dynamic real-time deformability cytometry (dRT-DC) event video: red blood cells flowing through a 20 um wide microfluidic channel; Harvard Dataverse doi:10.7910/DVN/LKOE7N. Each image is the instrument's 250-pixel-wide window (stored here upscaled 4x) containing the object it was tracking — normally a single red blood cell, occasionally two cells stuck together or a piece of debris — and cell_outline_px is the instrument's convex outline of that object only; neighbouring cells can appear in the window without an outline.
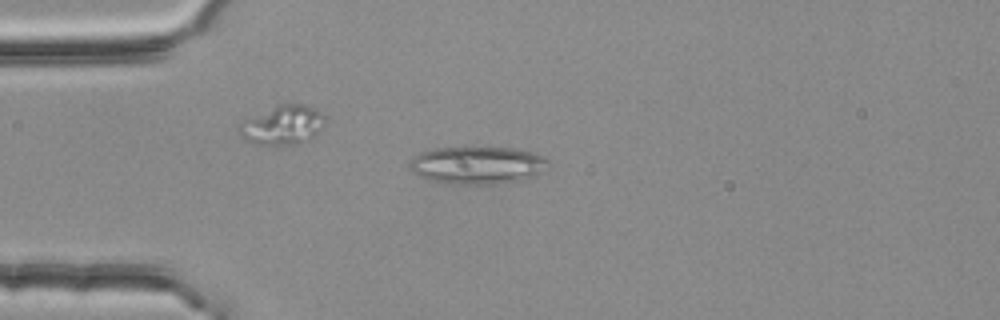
{"species": "common noctule bat (a hibernating species)", "species_latin": "Nyctalus noctula", "temperature_condition": "room temperature", "stored_images_in_passage": 2, "camera_frame_rate_fps": 3000, "um_per_image_px": 0.085, "animal": {"sex": "female", "body_mass_g": 25.1}, "frame": {"image": 1, "passage_image": 2, "time_ms": 0.333, "image_size_px": [1000, 320], "cell_outline_px": [[548, 160], [532, 176], [524, 180], [492, 184], [444, 184], [420, 176], [412, 172], [408, 164], [420, 152], [436, 148], [516, 148], [532, 152], [544, 156]], "centroid_in_image_um": [40.51, 14.05], "position_along_channel_um": 44.5, "area_um2": 29.88}}